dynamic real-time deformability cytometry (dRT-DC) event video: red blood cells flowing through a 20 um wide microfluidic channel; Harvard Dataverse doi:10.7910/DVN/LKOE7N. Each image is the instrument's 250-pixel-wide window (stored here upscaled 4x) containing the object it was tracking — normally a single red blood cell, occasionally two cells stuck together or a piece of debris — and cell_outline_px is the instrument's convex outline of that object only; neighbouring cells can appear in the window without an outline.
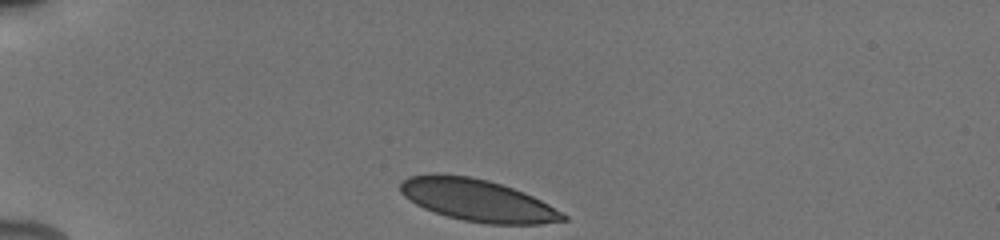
{"species": "human", "species_latin": "Homo sapiens", "temperature_condition": "cold", "stored_images_in_passage": 37, "camera_frame_rate_fps": 3000, "um_per_image_px": 0.085, "donor": {"sex": "male"}, "frame": {"image": 1, "passage_image": 1, "time_ms": 0.0, "image_size_px": [1000, 240], "cell_outline_px": [[568, 220], [540, 224], [488, 224], [464, 220], [448, 216], [424, 208], [416, 204], [404, 196], [400, 192], [400, 180], [408, 176], [428, 172], [436, 172], [468, 176], [488, 180], [524, 192], [548, 204], [568, 216]], "centroid_in_image_um": [40.54, 16.99], "position_along_channel_um": 44.5, "area_um2": 40.0}}
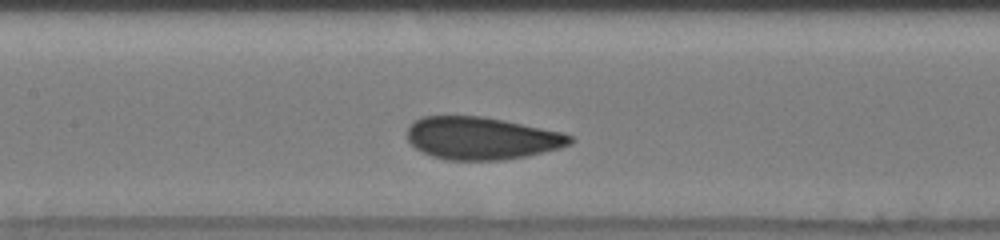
{"frame": {"image": 2, "passage_image": 15, "time_ms": 4.333, "image_size_px": [1000, 240], "cell_outline_px": [[576, 140], [572, 144], [560, 148], [524, 156], [500, 160], [448, 160], [432, 156], [416, 148], [408, 140], [408, 128], [412, 120], [420, 116], [480, 116], [504, 120], [564, 132], [572, 136]], "centroid_in_image_um": [40.95, 11.74], "position_along_channel_um": 166.4, "area_um2": 40.46}}
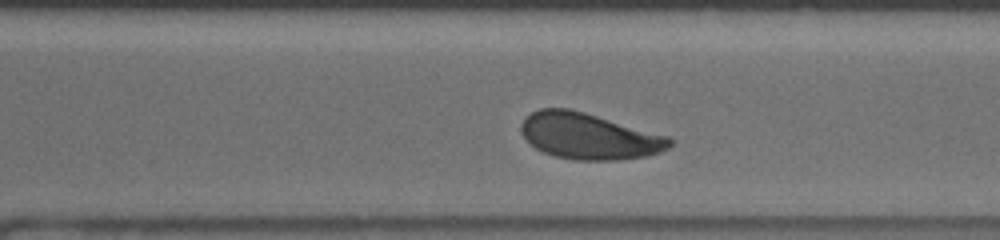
{"frame": {"image": 3, "passage_image": 28, "time_ms": 8.333, "image_size_px": [1000, 240], "cell_outline_px": [[672, 144], [668, 148], [660, 152], [644, 156], [616, 160], [576, 160], [556, 156], [544, 152], [536, 148], [524, 136], [520, 128], [520, 124], [532, 112], [540, 108], [568, 108], [584, 112], [668, 136], [672, 140]], "centroid_in_image_um": [50.06, 11.57], "position_along_channel_um": 320.5, "area_um2": 39.48}, "authors_computed_cell_mechanics": {"area_um2": 40.5178, "velocity_mm_per_s": 3.8644, "shape_relaxation_time_tau1_ms": 3.0886, "shape_relaxation_time_tau2_ms": null, "deformation_change_tau1": 0.1068, "deformation_change_tau2": null}}